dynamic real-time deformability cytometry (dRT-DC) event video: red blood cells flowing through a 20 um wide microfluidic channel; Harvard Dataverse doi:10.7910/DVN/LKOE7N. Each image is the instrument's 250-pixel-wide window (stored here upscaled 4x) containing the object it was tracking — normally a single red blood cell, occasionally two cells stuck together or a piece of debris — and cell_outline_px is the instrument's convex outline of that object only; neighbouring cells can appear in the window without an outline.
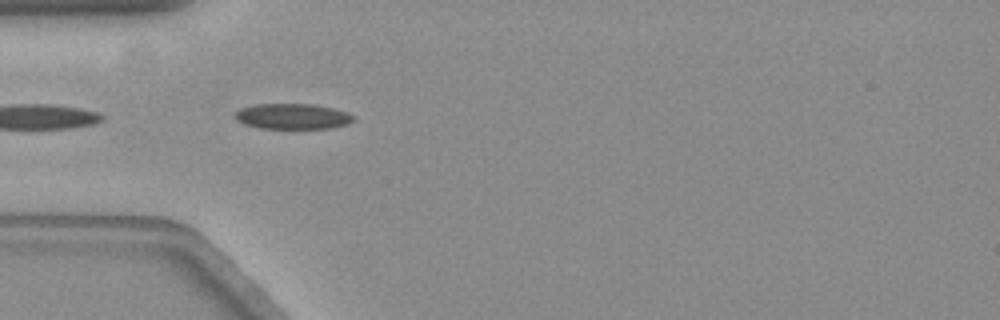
{"species": "common noctule bat (a hibernating species)", "species_latin": "Nyctalus noctula", "temperature_condition": "warm", "stored_images_in_passage": 9, "camera_frame_rate_fps": 3000, "um_per_image_px": 0.085, "animal": {"sex": "female", "body_mass_g": 19.3, "forearm_length_mm": 54.1}, "frame": {"image": 1, "passage_image": 1, "time_ms": 0.0, "image_size_px": [1000, 320], "cell_outline_px": [[356, 116], [348, 124], [332, 128], [260, 128], [244, 124], [236, 120], [236, 112], [240, 108], [256, 104], [312, 104], [332, 108], [348, 112]], "centroid_in_image_um": [24.88, 9.89], "position_along_channel_um": 60.1, "area_um2": 17.57}}